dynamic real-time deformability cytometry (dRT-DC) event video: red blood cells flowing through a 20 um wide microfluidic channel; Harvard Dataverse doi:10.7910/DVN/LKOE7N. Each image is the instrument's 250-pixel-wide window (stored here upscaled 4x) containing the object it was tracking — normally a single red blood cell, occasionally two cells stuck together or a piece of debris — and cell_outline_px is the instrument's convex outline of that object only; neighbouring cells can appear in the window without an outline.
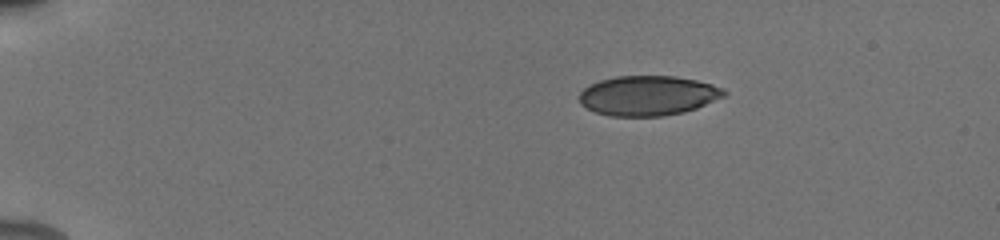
{"species": "human", "species_latin": "Homo sapiens", "temperature_condition": "cold", "stored_images_in_passage": 44, "camera_frame_rate_fps": 3000, "um_per_image_px": 0.085, "donor": {"sex": "male"}, "frame": {"image": 1, "passage_image": 1, "time_ms": 0.0, "image_size_px": [1000, 240], "cell_outline_px": [[728, 92], [724, 96], [696, 108], [684, 112], [664, 116], [612, 116], [596, 112], [580, 104], [580, 92], [588, 84], [600, 80], [616, 76], [676, 76], [696, 80], [712, 84], [724, 88]], "centroid_in_image_um": [55.08, 8.12], "position_along_channel_um": 29.9, "area_um2": 33.64}}
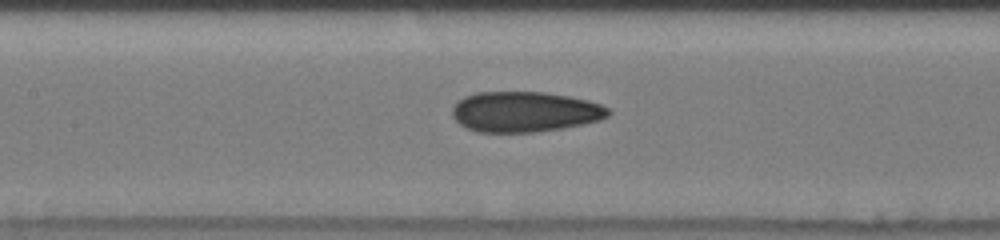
{"frame": {"image": 2, "passage_image": 18, "time_ms": 5.667, "image_size_px": [1000, 240], "cell_outline_px": [[612, 112], [608, 116], [600, 120], [564, 128], [532, 132], [476, 132], [460, 124], [452, 116], [452, 108], [464, 96], [476, 92], [544, 92], [568, 96], [588, 100], [600, 104], [608, 108]], "centroid_in_image_um": [44.61, 9.5], "position_along_channel_um": 162.8, "area_um2": 36.76}}
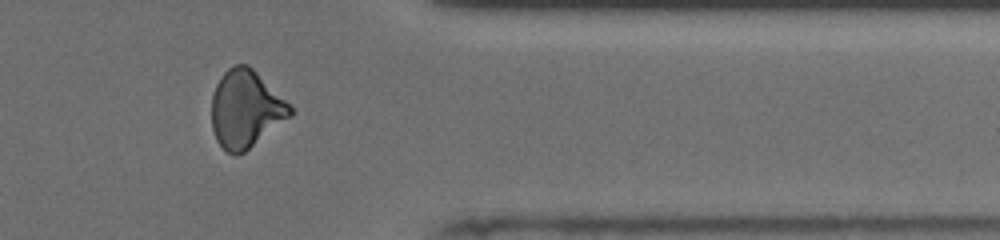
{"frame": {"image": 3, "passage_image": 36, "time_ms": 11.667, "image_size_px": [1000, 240], "cell_outline_px": [[296, 112], [292, 116], [244, 152], [236, 156], [228, 152], [216, 140], [212, 128], [212, 96], [216, 84], [220, 76], [228, 68], [236, 64], [248, 64], [292, 104]], "centroid_in_image_um": [20.92, 9.25], "position_along_channel_um": 390.5, "area_um2": 35.84}, "authors_computed_cell_mechanics": {"area_um2": 35.6915, "velocity_mm_per_s": 3.9357, "shape_relaxation_time_tau1_ms": 8.7019, "shape_relaxation_time_tau2_ms": 2.3199, "deformation_change_tau1": 0.1933, "deformation_change_tau2": 0.0987}}